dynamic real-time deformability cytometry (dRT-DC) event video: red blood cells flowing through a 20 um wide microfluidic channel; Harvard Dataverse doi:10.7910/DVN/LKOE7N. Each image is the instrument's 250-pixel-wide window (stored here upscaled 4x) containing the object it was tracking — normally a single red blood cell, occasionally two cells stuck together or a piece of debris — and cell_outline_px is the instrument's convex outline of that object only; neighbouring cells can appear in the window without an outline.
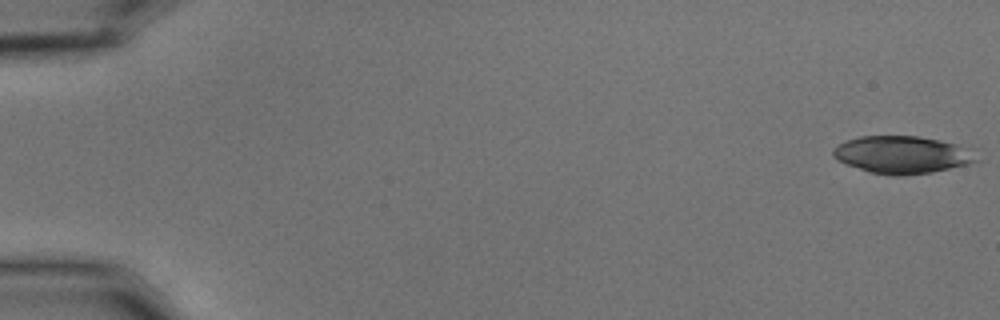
{"species": "common noctule bat (a hibernating species)", "species_latin": "Nyctalus noctula", "temperature_condition": "cold", "stored_images_in_passage": 56, "camera_frame_rate_fps": 3000, "um_per_image_px": 0.085, "animal": {"sex": "male", "body_mass_g": 15.6}, "frame": {"image": 1, "passage_image": 1, "time_ms": 0.0, "image_size_px": [1000, 320], "cell_outline_px": [[980, 160], [968, 164], [932, 172], [904, 176], [892, 176], [868, 172], [836, 160], [832, 156], [832, 148], [848, 140], [860, 136], [920, 136], [940, 140], [956, 144], [968, 148]], "centroid_in_image_um": [76.66, 13.16], "position_along_channel_um": 8.3, "area_um2": 31.39}}